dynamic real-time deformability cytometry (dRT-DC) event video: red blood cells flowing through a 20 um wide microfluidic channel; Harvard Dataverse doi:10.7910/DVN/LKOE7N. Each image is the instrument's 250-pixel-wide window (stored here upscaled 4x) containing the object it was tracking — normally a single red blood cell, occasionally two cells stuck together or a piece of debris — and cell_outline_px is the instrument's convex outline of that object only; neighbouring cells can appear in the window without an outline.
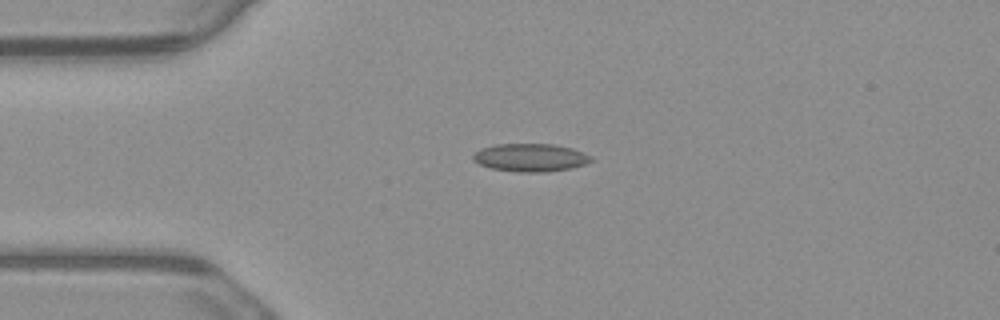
{"species": "common noctule bat (a hibernating species)", "species_latin": "Nyctalus noctula", "temperature_condition": "warm", "stored_images_in_passage": 5, "camera_frame_rate_fps": 3000, "um_per_image_px": 0.085, "animal": {"sex": "male", "body_mass_g": 23.1, "forearm_length_mm": 52.7}, "frame": {"image": 1, "passage_image": 4, "time_ms": 1.0, "image_size_px": [1000, 320], "cell_outline_px": [[596, 160], [572, 168], [544, 172], [520, 172], [488, 168], [472, 160], [472, 156], [480, 148], [496, 144], [552, 144], [572, 148], [592, 156]], "centroid_in_image_um": [45.09, 13.39], "position_along_channel_um": 39.9, "area_um2": 19.36}}